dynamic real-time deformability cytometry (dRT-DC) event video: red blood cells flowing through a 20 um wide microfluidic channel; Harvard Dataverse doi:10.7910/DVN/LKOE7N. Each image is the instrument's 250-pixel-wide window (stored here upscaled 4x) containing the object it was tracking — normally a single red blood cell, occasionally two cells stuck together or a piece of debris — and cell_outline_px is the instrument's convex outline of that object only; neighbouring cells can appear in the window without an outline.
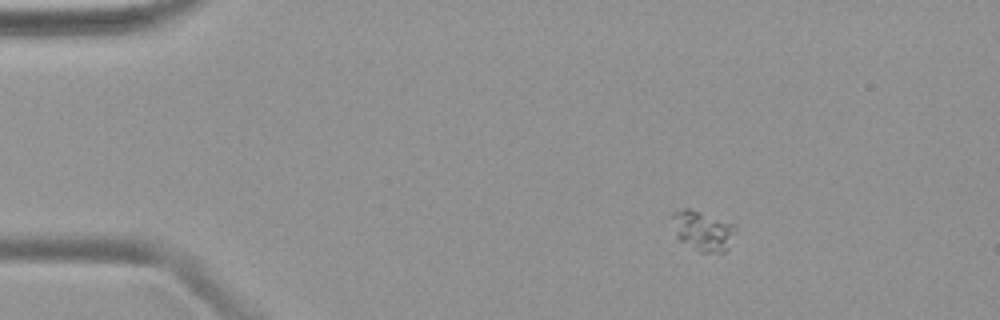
{"species": "common noctule bat (a hibernating species)", "species_latin": "Nyctalus noctula", "temperature_condition": "warm", "stored_images_in_passage": 44, "camera_frame_rate_fps": 3000, "um_per_image_px": 0.085, "animal": {"sex": "female", "body_mass_g": 19.9}, "frame": {"image": 1, "passage_image": 1, "time_ms": 0.0, "image_size_px": [1000, 320], "cell_outline_px": [[736, 232], [728, 248], [724, 252], [700, 252], [680, 240], [676, 236], [668, 216], [672, 212], [684, 208], [688, 208], [736, 224]], "centroid_in_image_um": [59.71, 19.59], "position_along_channel_um": 25.3, "area_um2": 14.97}}
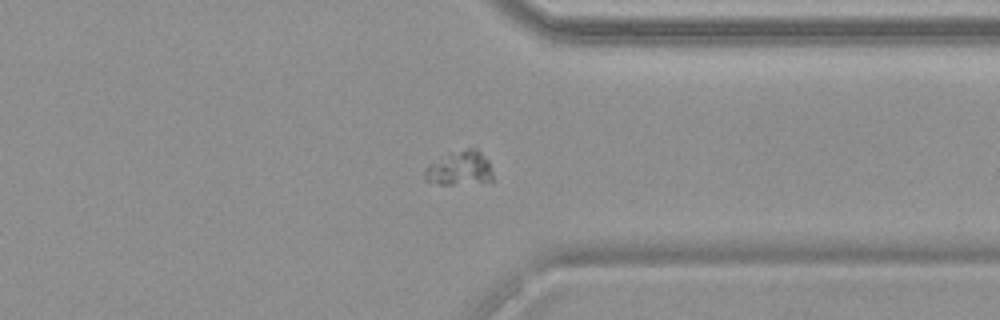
{"frame": {"image": 2, "passage_image": 33, "time_ms": 10.667, "image_size_px": [1000, 320], "cell_outline_px": [[492, 180], [452, 184], [440, 184], [424, 180], [424, 172], [428, 164], [448, 152], [464, 148], [476, 148], [488, 160], [492, 172]], "centroid_in_image_um": [39.03, 14.26], "position_along_channel_um": 372.4, "area_um2": 13.58}}
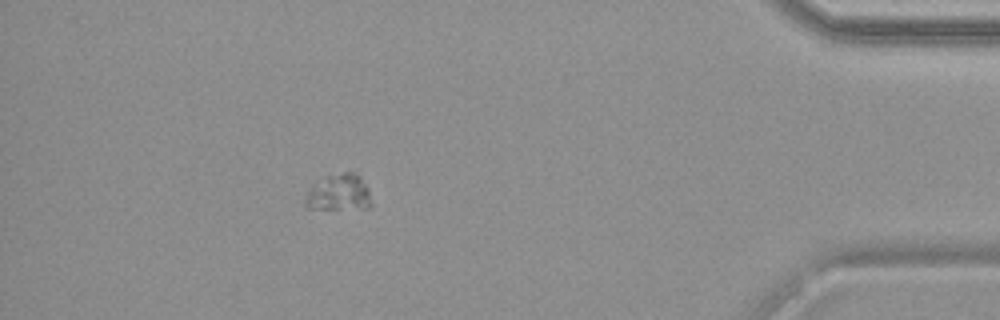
{"frame": {"image": 3, "passage_image": 39, "time_ms": 12.667, "image_size_px": [1000, 320], "cell_outline_px": [[372, 208], [304, 208], [304, 200], [312, 184], [316, 180], [324, 176], [344, 172], [356, 172], [360, 176], [368, 188], [372, 204]], "centroid_in_image_um": [28.8, 16.35], "position_along_channel_um": 406.4, "area_um2": 14.28}}